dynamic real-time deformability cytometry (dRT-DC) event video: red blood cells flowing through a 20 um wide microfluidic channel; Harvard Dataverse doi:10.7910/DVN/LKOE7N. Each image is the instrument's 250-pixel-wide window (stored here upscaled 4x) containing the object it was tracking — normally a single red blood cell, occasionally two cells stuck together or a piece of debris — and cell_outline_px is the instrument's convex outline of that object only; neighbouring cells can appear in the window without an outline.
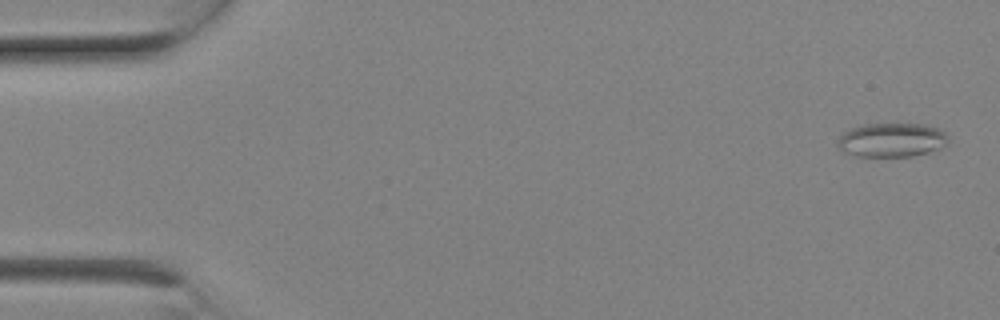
{"species": "Egyptian fruit bat (a non-hibernating species)", "species_latin": "Rousettus aegyptiacus", "temperature_condition": "room temperature", "stored_images_in_passage": 9, "camera_frame_rate_fps": 3000, "um_per_image_px": 0.085, "animal": {"sex": "female"}, "frame": {"image": 1, "passage_image": 1, "time_ms": 0.0, "image_size_px": [1000, 320], "cell_outline_px": [[948, 144], [940, 148], [928, 152], [912, 156], [856, 156], [844, 152], [836, 144], [836, 140], [848, 128], [864, 124], [924, 124], [936, 128], [944, 132], [948, 136]], "centroid_in_image_um": [75.77, 11.89], "position_along_channel_um": 9.2, "area_um2": 22.02}}
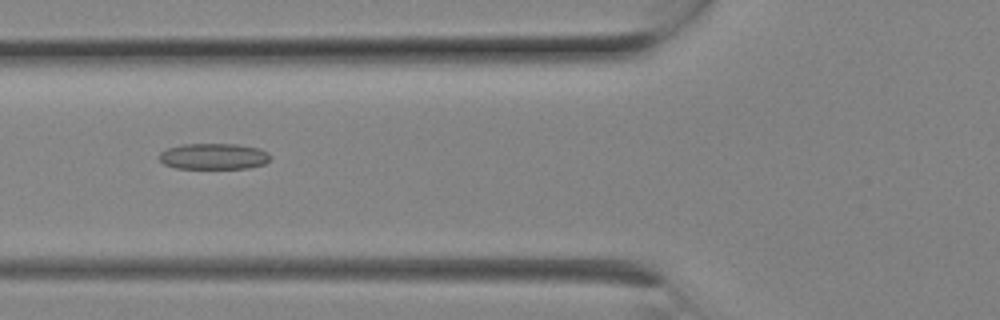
{"frame": {"image": 2, "passage_image": 8, "time_ms": 2.333, "image_size_px": [1000, 320], "cell_outline_px": [[272, 156], [264, 164], [248, 168], [176, 168], [164, 164], [156, 156], [160, 152], [168, 148], [184, 144], [236, 144], [256, 148], [268, 152]], "centroid_in_image_um": [18.13, 13.29], "position_along_channel_um": 107.7, "area_um2": 16.82}}
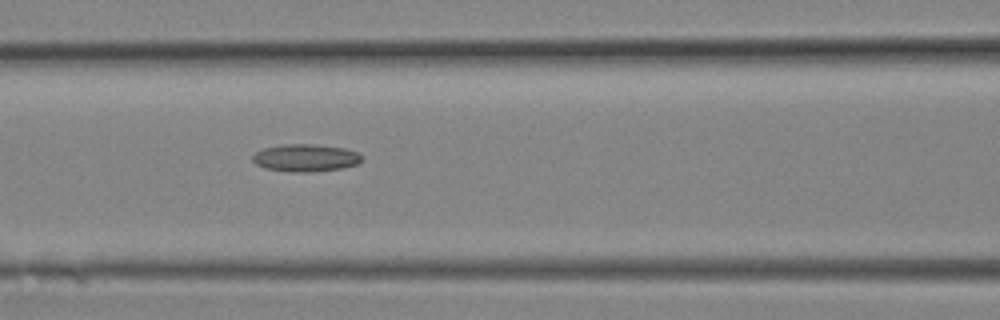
{"frame": {"image": 3, "passage_image": 9, "time_ms": 2.667, "image_size_px": [1000, 320], "cell_outline_px": [[360, 160], [356, 164], [344, 168], [308, 172], [288, 172], [264, 168], [256, 164], [252, 160], [252, 156], [256, 152], [264, 148], [284, 144], [312, 144], [344, 148], [360, 152]], "centroid_in_image_um": [25.95, 13.42], "position_along_channel_um": 140.7, "area_um2": 17.46}}